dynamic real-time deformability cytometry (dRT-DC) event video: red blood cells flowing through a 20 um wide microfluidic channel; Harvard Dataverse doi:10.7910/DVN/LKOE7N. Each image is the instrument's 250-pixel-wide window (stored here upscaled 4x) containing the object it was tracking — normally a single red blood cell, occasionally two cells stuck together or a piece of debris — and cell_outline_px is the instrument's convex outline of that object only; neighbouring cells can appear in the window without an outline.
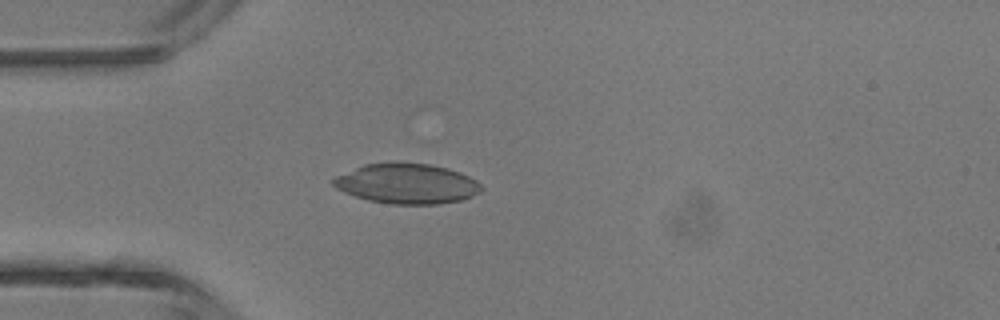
{"species": "common noctule bat (a hibernating species)", "species_latin": "Nyctalus noctula", "temperature_condition": "room temperature", "stored_images_in_passage": 1, "camera_frame_rate_fps": 3000, "um_per_image_px": 0.085, "animal": {"sex": "male", "body_mass_g": 13.3}, "frame": {"image": 1, "passage_image": 1, "time_ms": 0.0, "image_size_px": [1000, 320], "cell_outline_px": [[484, 188], [480, 192], [472, 196], [460, 200], [436, 204], [392, 204], [368, 200], [344, 192], [336, 188], [332, 184], [332, 180], [336, 176], [364, 164], [396, 160], [428, 164], [448, 168], [460, 172], [476, 180]], "centroid_in_image_um": [34.58, 15.58], "position_along_channel_um": 50.4, "area_um2": 34.97}}